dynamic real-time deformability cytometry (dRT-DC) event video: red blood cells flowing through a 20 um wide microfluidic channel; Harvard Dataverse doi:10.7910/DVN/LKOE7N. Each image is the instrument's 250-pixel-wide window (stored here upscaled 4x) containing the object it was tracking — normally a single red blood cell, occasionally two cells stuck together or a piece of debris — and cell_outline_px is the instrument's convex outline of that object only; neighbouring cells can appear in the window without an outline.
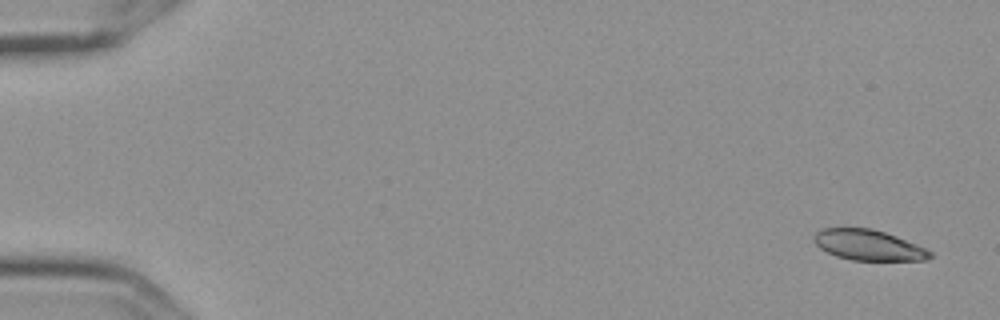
{"species": "Egyptian fruit bat (a non-hibernating species)", "species_latin": "Rousettus aegyptiacus", "temperature_condition": "cold", "stored_images_in_passage": 4, "camera_frame_rate_fps": 3000, "um_per_image_px": 0.085, "frame": {"image": 1, "passage_image": 1, "time_ms": 0.0, "image_size_px": [1000, 320], "cell_outline_px": [[932, 256], [924, 260], [852, 260], [836, 256], [820, 248], [812, 240], [812, 236], [820, 228], [872, 228], [896, 236], [916, 244], [932, 252]], "centroid_in_image_um": [73.77, 20.82], "position_along_channel_um": 11.2, "area_um2": 20.58}}